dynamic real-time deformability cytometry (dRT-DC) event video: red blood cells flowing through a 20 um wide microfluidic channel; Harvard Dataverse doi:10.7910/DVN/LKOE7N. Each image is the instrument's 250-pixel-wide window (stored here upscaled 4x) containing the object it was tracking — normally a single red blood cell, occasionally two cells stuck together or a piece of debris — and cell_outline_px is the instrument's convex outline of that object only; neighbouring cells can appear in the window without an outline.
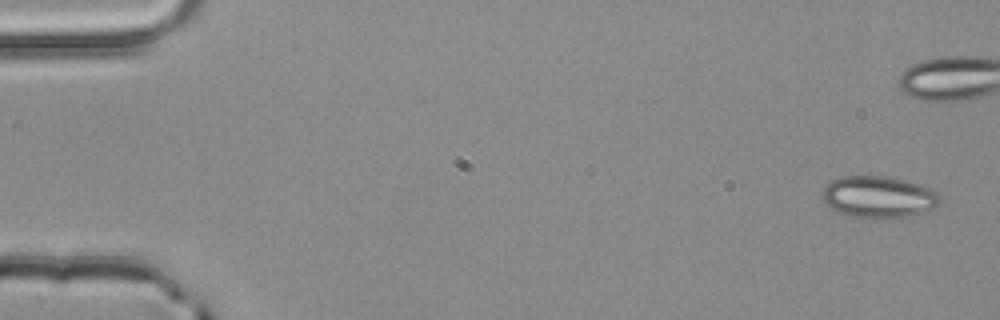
{"species": "common noctule bat (a hibernating species)", "species_latin": "Nyctalus noctula", "temperature_condition": "room temperature", "stored_images_in_passage": 5, "camera_frame_rate_fps": 3000, "um_per_image_px": 0.085, "animal": {"sex": "male", "body_mass_g": 20.4}, "frame": {"image": 1, "passage_image": 1, "time_ms": 0.0, "image_size_px": [1000, 320], "cell_outline_px": [[940, 204], [936, 208], [900, 220], [852, 216], [840, 212], [832, 208], [820, 196], [820, 192], [832, 180], [840, 176], [888, 176], [908, 180], [928, 188], [936, 192], [940, 196]], "centroid_in_image_um": [74.72, 16.75], "position_along_channel_um": 10.3, "area_um2": 29.07}}